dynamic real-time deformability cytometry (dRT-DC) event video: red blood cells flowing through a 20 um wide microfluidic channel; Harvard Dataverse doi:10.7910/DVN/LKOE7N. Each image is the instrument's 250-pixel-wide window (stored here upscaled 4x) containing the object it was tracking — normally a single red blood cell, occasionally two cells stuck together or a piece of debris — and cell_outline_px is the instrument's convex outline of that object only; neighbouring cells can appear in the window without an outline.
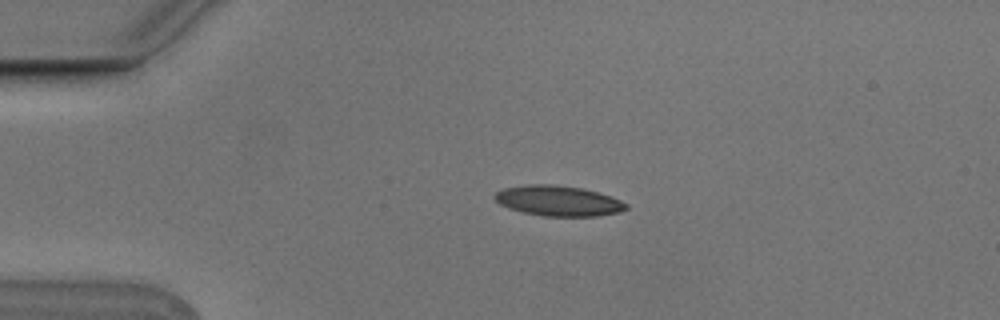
{"species": "Egyptian fruit bat (a non-hibernating species)", "species_latin": "Rousettus aegyptiacus", "temperature_condition": "cold", "stored_images_in_passage": 3, "camera_frame_rate_fps": 3000, "um_per_image_px": 0.085, "animal": {"sex": "male"}, "frame": {"image": 1, "passage_image": 2, "time_ms": 0.333, "image_size_px": [1000, 320], "cell_outline_px": [[628, 208], [620, 212], [596, 216], [544, 216], [524, 212], [508, 208], [500, 204], [492, 196], [496, 192], [504, 188], [528, 184], [552, 184], [584, 188], [620, 200], [628, 204]], "centroid_in_image_um": [47.44, 17.06], "position_along_channel_um": 37.6, "area_um2": 23.18}}